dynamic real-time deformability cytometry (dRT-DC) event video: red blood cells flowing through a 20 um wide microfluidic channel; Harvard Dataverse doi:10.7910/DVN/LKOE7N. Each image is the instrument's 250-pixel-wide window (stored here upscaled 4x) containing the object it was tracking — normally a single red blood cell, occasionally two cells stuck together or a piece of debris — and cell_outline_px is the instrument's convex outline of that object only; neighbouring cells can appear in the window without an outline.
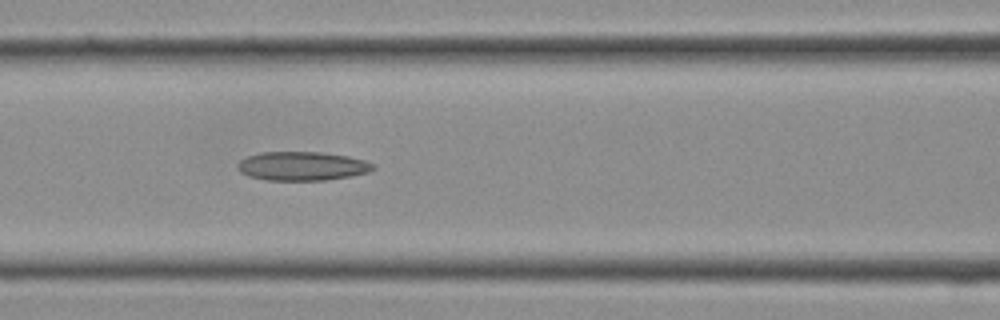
{"species": "Egyptian fruit bat (a non-hibernating species)", "species_latin": "Rousettus aegyptiacus", "temperature_condition": "cold", "stored_images_in_passage": 12, "camera_frame_rate_fps": 3000, "um_per_image_px": 0.085, "frame": {"image": 1, "passage_image": 12, "time_ms": 3.667, "image_size_px": [1000, 320], "cell_outline_px": [[376, 168], [368, 172], [352, 176], [324, 180], [268, 180], [248, 176], [240, 172], [236, 168], [236, 164], [240, 160], [248, 156], [260, 152], [320, 152], [348, 156], [364, 160], [372, 164]], "centroid_in_image_um": [25.65, 14.12], "position_along_channel_um": 140.9, "area_um2": 22.83}}